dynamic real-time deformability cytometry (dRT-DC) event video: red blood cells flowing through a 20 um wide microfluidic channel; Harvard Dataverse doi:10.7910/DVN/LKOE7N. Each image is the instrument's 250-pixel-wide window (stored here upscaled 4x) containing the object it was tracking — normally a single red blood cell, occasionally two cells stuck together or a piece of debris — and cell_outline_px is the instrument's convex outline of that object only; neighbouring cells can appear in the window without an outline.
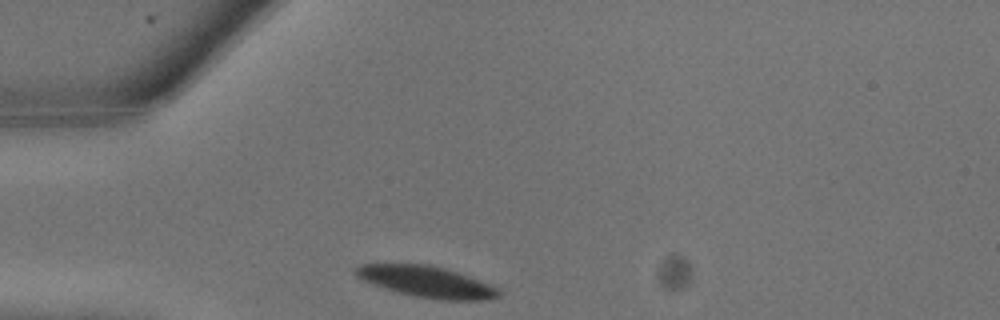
{"species": "common noctule bat (a hibernating species)", "species_latin": "Nyctalus noctula", "temperature_condition": "warm", "stored_images_in_passage": 5, "camera_frame_rate_fps": 3000, "um_per_image_px": 0.085, "animal": {"sex": "male", "body_mass_g": 13.3}, "frame": {"image": 1, "passage_image": 1, "time_ms": 0.0, "image_size_px": [1000, 320], "cell_outline_px": [[500, 296], [480, 300], [448, 300], [416, 296], [384, 288], [364, 280], [356, 276], [356, 268], [364, 264], [428, 264], [444, 268], [468, 276], [488, 284], [496, 288], [500, 292]], "centroid_in_image_um": [36.26, 23.94], "position_along_channel_um": 48.7, "area_um2": 25.2}}
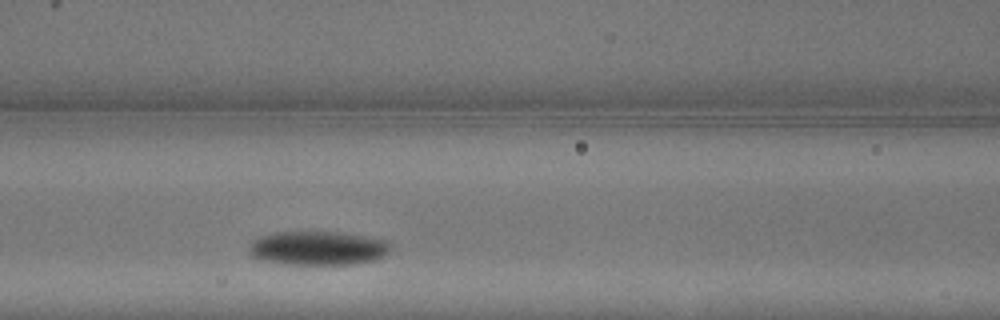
{"frame": {"image": 2, "passage_image": 5, "time_ms": 1.333, "image_size_px": [1000, 320], "cell_outline_px": [[388, 252], [384, 256], [376, 260], [356, 264], [288, 264], [260, 260], [248, 256], [248, 244], [252, 240], [260, 236], [272, 232], [336, 232], [368, 236], [388, 240]], "centroid_in_image_um": [26.96, 21.09], "position_along_channel_um": 139.6, "area_um2": 28.38}}